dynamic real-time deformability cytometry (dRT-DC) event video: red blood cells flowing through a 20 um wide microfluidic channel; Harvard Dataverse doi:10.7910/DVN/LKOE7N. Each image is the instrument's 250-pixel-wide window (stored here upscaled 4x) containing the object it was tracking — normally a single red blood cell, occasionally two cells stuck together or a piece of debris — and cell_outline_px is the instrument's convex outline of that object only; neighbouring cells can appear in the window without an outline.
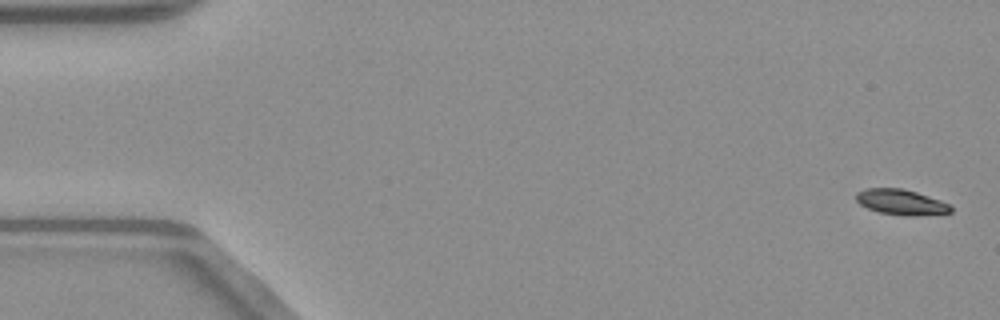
{"species": "common noctule bat (a hibernating species)", "species_latin": "Nyctalus noctula", "temperature_condition": "warm", "stored_images_in_passage": 51, "camera_frame_rate_fps": 3000, "um_per_image_px": 0.085, "animal": {"sex": "male", "body_mass_g": 23.1, "forearm_length_mm": 52.7}, "frame": {"image": 1, "passage_image": 1, "time_ms": 0.0, "image_size_px": [1000, 320], "cell_outline_px": [[952, 212], [912, 216], [904, 216], [880, 212], [868, 208], [860, 204], [856, 200], [856, 192], [864, 188], [904, 188], [940, 200], [948, 204], [952, 208]], "centroid_in_image_um": [76.56, 17.17], "position_along_channel_um": 8.4, "area_um2": 13.99}}
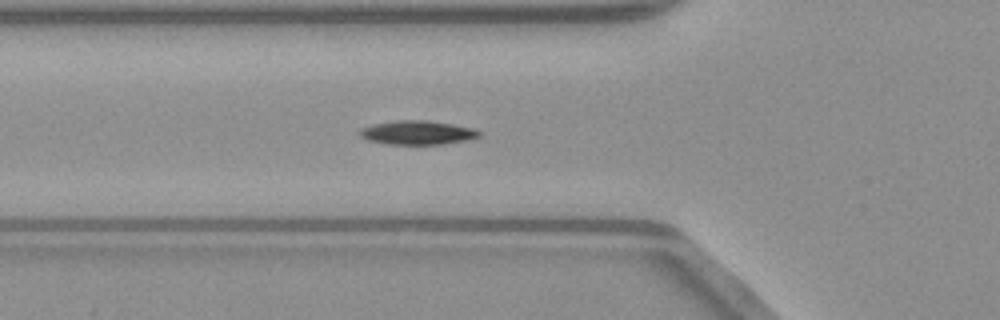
{"frame": {"image": 2, "passage_image": 18, "time_ms": 5.667, "image_size_px": [1000, 320], "cell_outline_px": [[480, 136], [468, 140], [444, 144], [388, 144], [368, 140], [360, 136], [360, 128], [372, 124], [396, 120], [428, 120], [476, 128], [480, 132]], "centroid_in_image_um": [35.5, 11.26], "position_along_channel_um": 90.3, "area_um2": 16.76}}
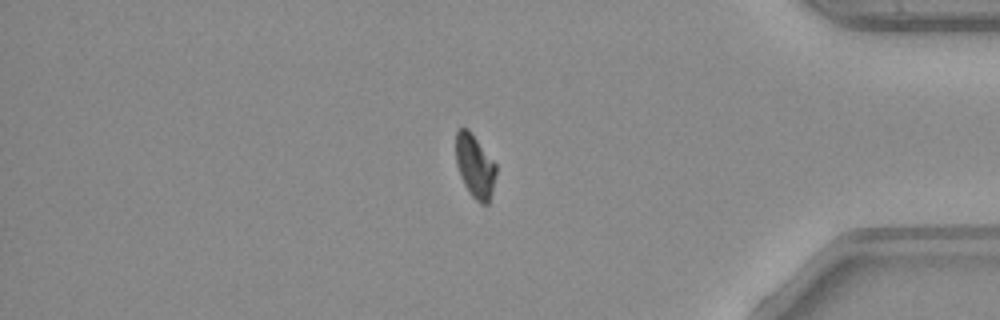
{"frame": {"image": 3, "passage_image": 43, "time_ms": 14.0, "image_size_px": [1000, 320], "cell_outline_px": [[496, 172], [492, 192], [488, 204], [480, 204], [468, 192], [460, 176], [456, 164], [456, 132], [460, 128], [468, 128], [472, 132], [496, 164]], "centroid_in_image_um": [40.36, 14.12], "position_along_channel_um": 394.8, "area_um2": 14.91}, "authors_computed_cell_mechanics": {"area_um2": 15.8372, "velocity_mm_per_s": 4.0268, "shape_relaxation_time_tau1_ms": 5.014, "shape_relaxation_time_tau2_ms": null, "deformation_change_tau1": 0.1487, "deformation_change_tau2": null}}